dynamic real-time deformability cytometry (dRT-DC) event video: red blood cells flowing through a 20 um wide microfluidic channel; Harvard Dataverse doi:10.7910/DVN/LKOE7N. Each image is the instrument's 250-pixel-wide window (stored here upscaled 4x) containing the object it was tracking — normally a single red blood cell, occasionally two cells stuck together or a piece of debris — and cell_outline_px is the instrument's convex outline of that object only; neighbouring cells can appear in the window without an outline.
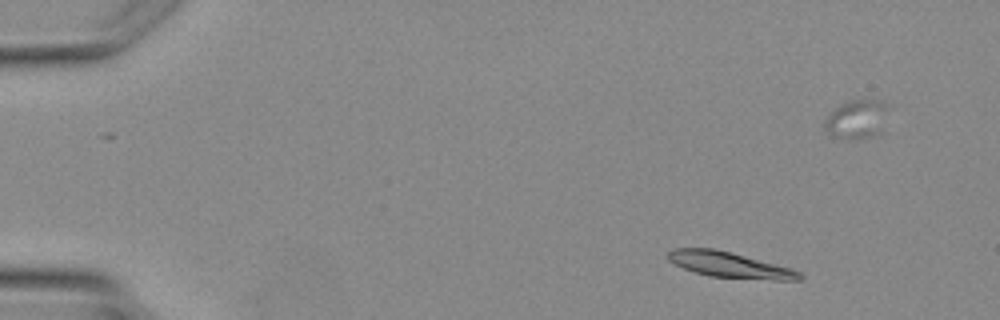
{"species": "Egyptian fruit bat (a non-hibernating species)", "species_latin": "Rousettus aegyptiacus", "temperature_condition": "warm", "stored_images_in_passage": 4, "camera_frame_rate_fps": 3000, "um_per_image_px": 0.085, "animal": {"sex": "female"}, "frame": {"image": 1, "passage_image": 1, "time_ms": 0.0, "image_size_px": [1000, 320], "cell_outline_px": [[804, 276], [800, 280], [776, 280], [708, 276], [684, 268], [668, 260], [668, 252], [672, 248], [712, 248], [792, 268], [800, 272]], "centroid_in_image_um": [62.03, 22.52], "position_along_channel_um": 23.0, "area_um2": 19.31}}
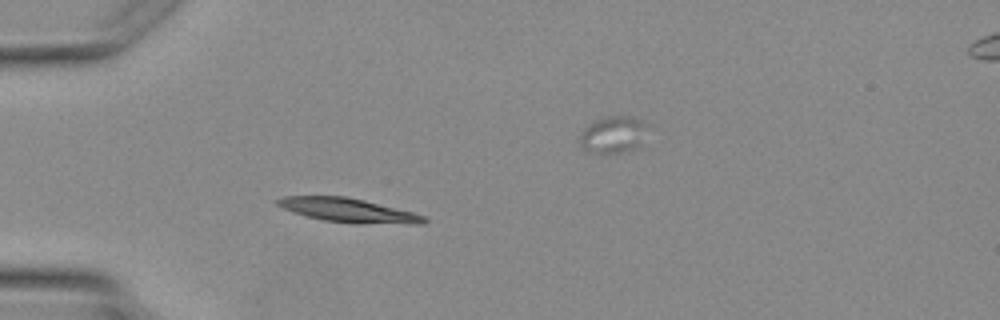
{"frame": {"image": 2, "passage_image": 3, "time_ms": 2.333, "image_size_px": [1000, 320], "cell_outline_px": [[428, 220], [424, 224], [408, 224], [324, 220], [308, 216], [284, 208], [276, 204], [276, 200], [284, 196], [348, 196], [412, 212], [424, 216]], "centroid_in_image_um": [29.62, 17.84], "position_along_channel_um": 55.4, "area_um2": 19.65}}